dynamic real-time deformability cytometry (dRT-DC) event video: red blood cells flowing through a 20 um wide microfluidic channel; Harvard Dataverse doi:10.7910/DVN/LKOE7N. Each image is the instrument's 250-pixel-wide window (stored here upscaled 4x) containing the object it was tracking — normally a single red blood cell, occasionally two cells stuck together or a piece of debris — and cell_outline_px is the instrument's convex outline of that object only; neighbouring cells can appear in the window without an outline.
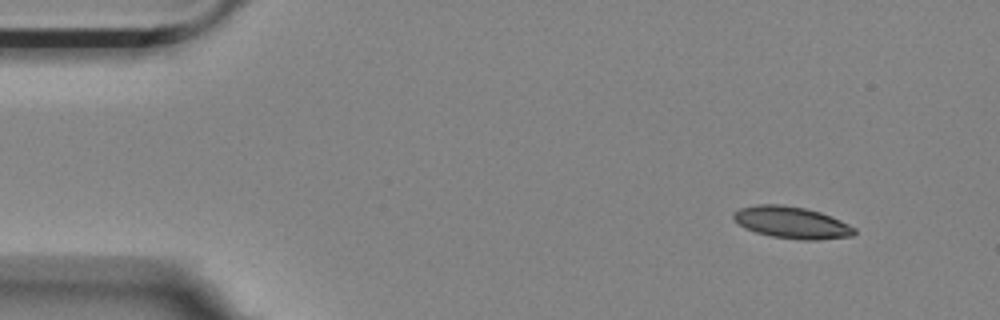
{"species": "Egyptian fruit bat (a non-hibernating species)", "species_latin": "Rousettus aegyptiacus", "temperature_condition": "room temperature", "stored_images_in_passage": 4, "camera_frame_rate_fps": 3000, "um_per_image_px": 0.085, "animal": {"sex": "female"}, "frame": {"image": 1, "passage_image": 1, "time_ms": 0.0, "image_size_px": [1000, 320], "cell_outline_px": [[856, 232], [852, 236], [816, 240], [800, 240], [772, 236], [756, 232], [744, 228], [732, 220], [732, 212], [740, 208], [756, 204], [780, 204], [804, 208], [820, 212], [832, 216], [856, 228]], "centroid_in_image_um": [67.26, 18.91], "position_along_channel_um": 17.7, "area_um2": 22.6}}
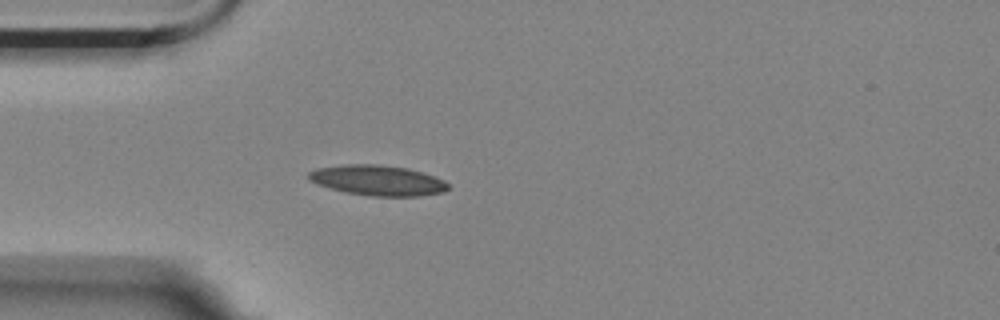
{"frame": {"image": 2, "passage_image": 4, "time_ms": 1.0, "image_size_px": [1000, 320], "cell_outline_px": [[448, 188], [444, 192], [420, 196], [372, 196], [348, 192], [316, 184], [308, 180], [308, 172], [316, 168], [348, 164], [376, 164], [408, 168], [444, 180], [448, 184]], "centroid_in_image_um": [32.09, 15.33], "position_along_channel_um": 52.9, "area_um2": 24.45}}